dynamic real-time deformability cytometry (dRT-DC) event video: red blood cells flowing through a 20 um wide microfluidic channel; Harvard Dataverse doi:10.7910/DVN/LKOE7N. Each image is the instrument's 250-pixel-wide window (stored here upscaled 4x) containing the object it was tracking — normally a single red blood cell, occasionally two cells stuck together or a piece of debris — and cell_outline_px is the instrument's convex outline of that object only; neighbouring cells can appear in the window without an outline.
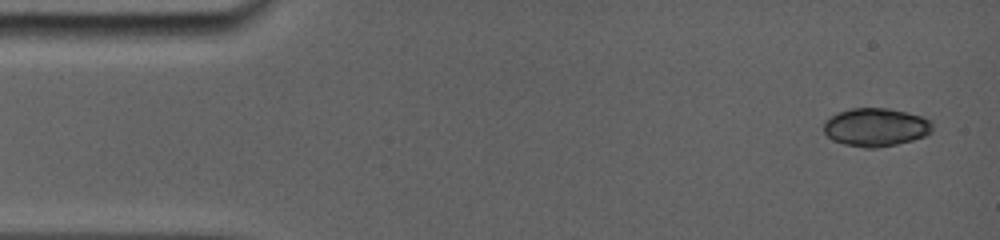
{"species": "common noctule bat (a hibernating species)", "species_latin": "Nyctalus noctula", "temperature_condition": "room temperature", "stored_images_in_passage": 7, "camera_frame_rate_fps": 5000, "um_per_image_px": 0.085, "animal": {"sex": "female", "body_mass_g": 19.0, "forearm_length_mm": 56.7}, "frame": {"image": 1, "passage_image": 1, "time_ms": 0.0, "image_size_px": [1000, 240], "cell_outline_px": [[932, 128], [924, 136], [892, 144], [848, 144], [836, 140], [828, 136], [824, 132], [824, 124], [832, 116], [840, 112], [852, 108], [888, 108], [920, 116], [928, 120]], "centroid_in_image_um": [74.43, 10.74], "position_along_channel_um": 10.6, "area_um2": 22.48}}
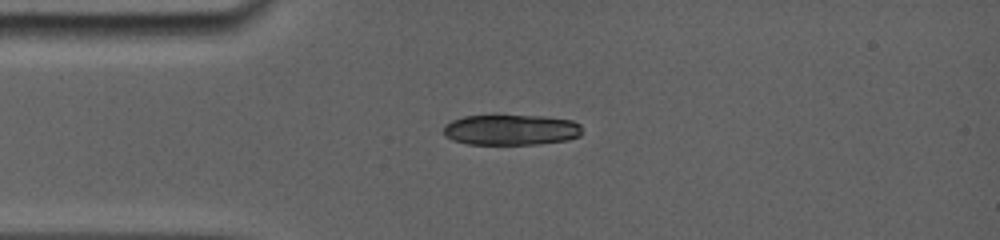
{"frame": {"image": 2, "passage_image": 6, "time_ms": 3.2, "image_size_px": [1000, 240], "cell_outline_px": [[580, 132], [576, 136], [564, 140], [528, 144], [468, 144], [456, 140], [448, 136], [444, 132], [444, 128], [452, 120], [464, 116], [540, 116], [572, 120], [580, 124]], "centroid_in_image_um": [43.42, 11.02], "position_along_channel_um": 41.6, "area_um2": 23.93}}